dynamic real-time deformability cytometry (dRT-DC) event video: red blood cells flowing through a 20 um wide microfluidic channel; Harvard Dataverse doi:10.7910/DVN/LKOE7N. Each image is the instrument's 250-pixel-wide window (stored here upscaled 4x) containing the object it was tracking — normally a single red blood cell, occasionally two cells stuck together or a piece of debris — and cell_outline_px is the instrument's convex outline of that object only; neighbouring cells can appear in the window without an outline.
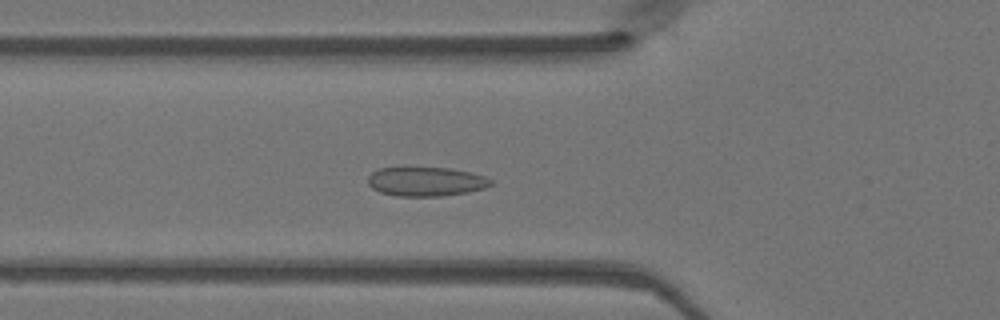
{"species": "Egyptian fruit bat (a non-hibernating species)", "species_latin": "Rousettus aegyptiacus", "temperature_condition": "warm", "stored_images_in_passage": 46, "camera_frame_rate_fps": 3000, "um_per_image_px": 0.085, "animal": {"sex": "female"}, "frame": {"image": 1, "passage_image": 15, "time_ms": 4.667, "image_size_px": [1000, 320], "cell_outline_px": [[492, 184], [484, 188], [468, 192], [440, 196], [396, 196], [380, 192], [372, 188], [368, 184], [368, 176], [372, 172], [380, 168], [448, 168], [472, 172], [484, 176], [492, 180]], "centroid_in_image_um": [36.2, 15.44], "position_along_channel_um": 89.6, "area_um2": 20.81}}
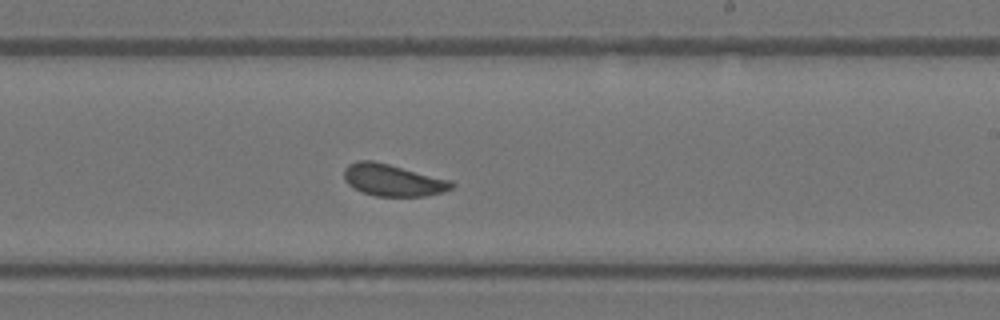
{"frame": {"image": 2, "passage_image": 27, "time_ms": 8.667, "image_size_px": [1000, 320], "cell_outline_px": [[456, 184], [452, 188], [444, 192], [424, 196], [376, 196], [364, 192], [348, 184], [344, 180], [344, 168], [348, 164], [356, 160], [372, 160], [452, 180]], "centroid_in_image_um": [33.41, 15.3], "position_along_channel_um": 255.6, "area_um2": 20.0}}
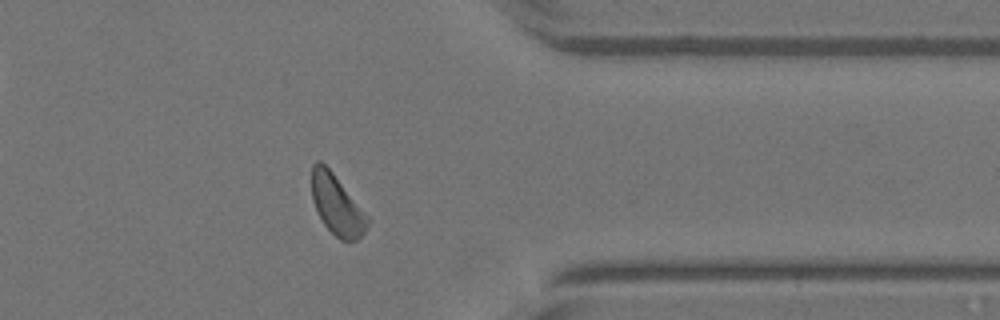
{"frame": {"image": 3, "passage_image": 37, "time_ms": 12.0, "image_size_px": [1000, 320], "cell_outline_px": [[368, 224], [364, 232], [356, 240], [340, 240], [324, 224], [312, 200], [312, 164], [316, 160], [320, 160], [332, 172], [368, 216]], "centroid_in_image_um": [28.62, 17.4], "position_along_channel_um": 382.8, "area_um2": 19.02}}